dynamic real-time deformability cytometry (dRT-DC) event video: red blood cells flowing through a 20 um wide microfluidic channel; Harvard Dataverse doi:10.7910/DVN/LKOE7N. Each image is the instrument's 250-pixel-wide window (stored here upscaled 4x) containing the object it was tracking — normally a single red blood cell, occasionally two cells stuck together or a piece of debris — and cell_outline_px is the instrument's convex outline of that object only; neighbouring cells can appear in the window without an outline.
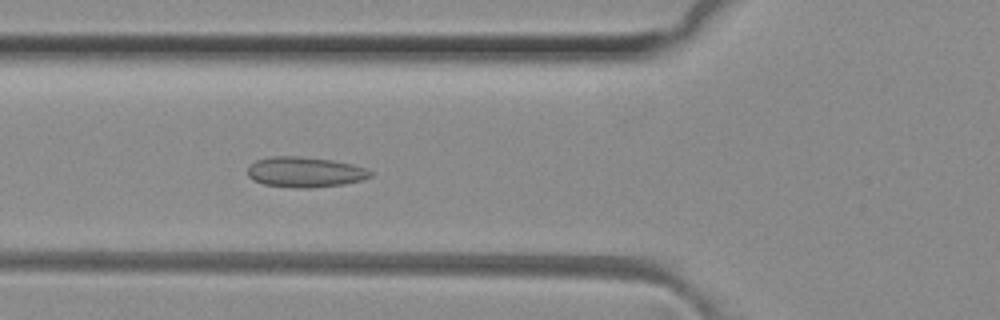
{"species": "common noctule bat (a hibernating species)", "species_latin": "Nyctalus noctula", "temperature_condition": "room temperature", "stored_images_in_passage": 40, "camera_frame_rate_fps": 3000, "um_per_image_px": 0.085, "animal": {"sex": "female", "body_mass_g": 29.2, "forearm_length_mm": 56.3}, "frame": {"image": 1, "passage_image": 8, "time_ms": 2.333, "image_size_px": [1000, 320], "cell_outline_px": [[372, 176], [364, 180], [344, 184], [312, 188], [292, 188], [264, 184], [252, 180], [248, 176], [248, 164], [256, 160], [272, 156], [300, 156], [332, 160], [352, 164], [368, 168], [372, 172]], "centroid_in_image_um": [25.93, 14.63], "position_along_channel_um": 99.9, "area_um2": 22.08}}
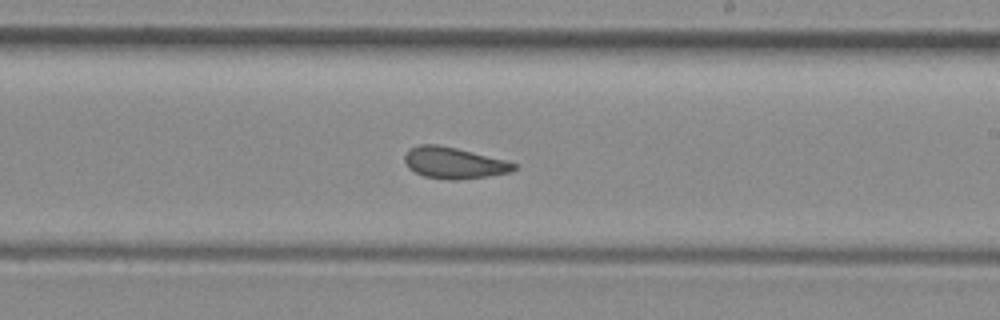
{"frame": {"image": 2, "passage_image": 19, "time_ms": 6.0, "image_size_px": [1000, 320], "cell_outline_px": [[516, 168], [508, 172], [488, 176], [456, 180], [452, 180], [424, 176], [408, 168], [404, 160], [404, 156], [408, 148], [420, 144], [436, 144], [456, 148], [508, 160], [516, 164]], "centroid_in_image_um": [38.56, 13.83], "position_along_channel_um": 250.4, "area_um2": 19.94}}
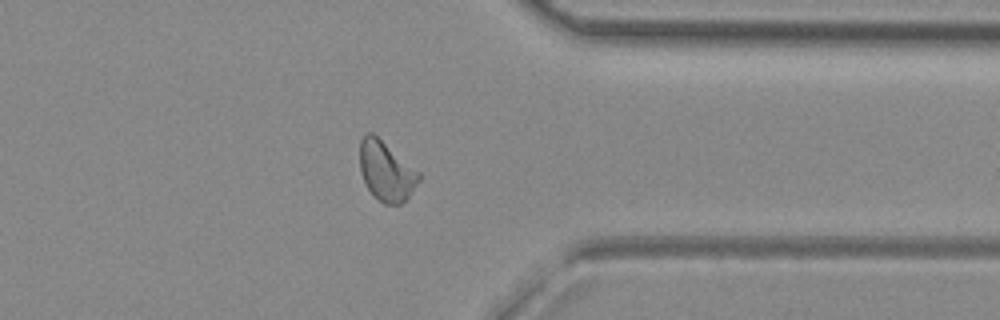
{"frame": {"image": 3, "passage_image": 29, "time_ms": 9.333, "image_size_px": [1000, 320], "cell_outline_px": [[420, 180], [408, 196], [400, 204], [384, 204], [368, 188], [360, 172], [360, 140], [364, 132], [372, 132], [420, 172]], "centroid_in_image_um": [32.81, 14.51], "position_along_channel_um": 378.6, "area_um2": 20.23}, "authors_computed_cell_mechanics": {"area_um2": 20.3456, "velocity_mm_per_s": 4.1068, "shape_relaxation_time_tau1_ms": null, "shape_relaxation_time_tau2_ms": 1.1747, "deformation_change_tau1": null, "deformation_change_tau2": 0.0608}}